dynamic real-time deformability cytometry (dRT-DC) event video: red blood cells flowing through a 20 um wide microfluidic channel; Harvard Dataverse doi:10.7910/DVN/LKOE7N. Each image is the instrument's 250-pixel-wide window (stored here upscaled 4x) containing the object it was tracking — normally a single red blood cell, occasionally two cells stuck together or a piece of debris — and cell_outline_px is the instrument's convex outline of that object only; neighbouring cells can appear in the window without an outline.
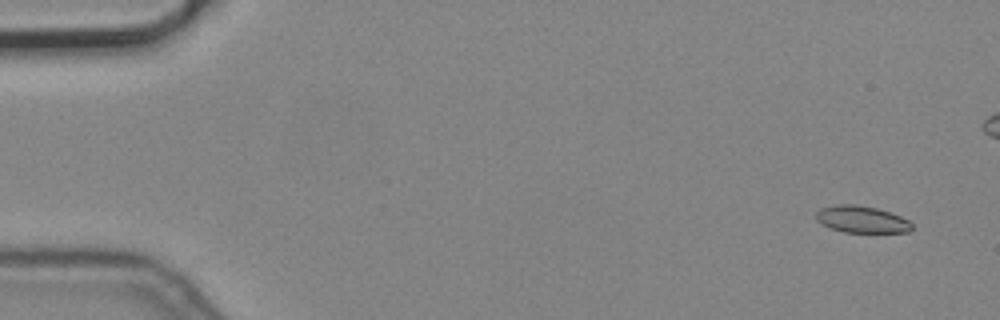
{"species": "common noctule bat (a hibernating species)", "species_latin": "Nyctalus noctula", "temperature_condition": "cold", "stored_images_in_passage": 5, "camera_frame_rate_fps": 3000, "um_per_image_px": 0.085, "animal": {"sex": "male", "body_mass_g": 19.2, "forearm_length_mm": 51.8}, "frame": {"image": 1, "passage_image": 1, "time_ms": 0.0, "image_size_px": [1000, 320], "cell_outline_px": [[912, 228], [908, 232], [844, 232], [820, 224], [816, 220], [816, 212], [820, 208], [836, 204], [856, 204], [876, 208], [900, 216], [908, 220], [912, 224]], "centroid_in_image_um": [73.2, 18.64], "position_along_channel_um": 11.8, "area_um2": 14.97}}